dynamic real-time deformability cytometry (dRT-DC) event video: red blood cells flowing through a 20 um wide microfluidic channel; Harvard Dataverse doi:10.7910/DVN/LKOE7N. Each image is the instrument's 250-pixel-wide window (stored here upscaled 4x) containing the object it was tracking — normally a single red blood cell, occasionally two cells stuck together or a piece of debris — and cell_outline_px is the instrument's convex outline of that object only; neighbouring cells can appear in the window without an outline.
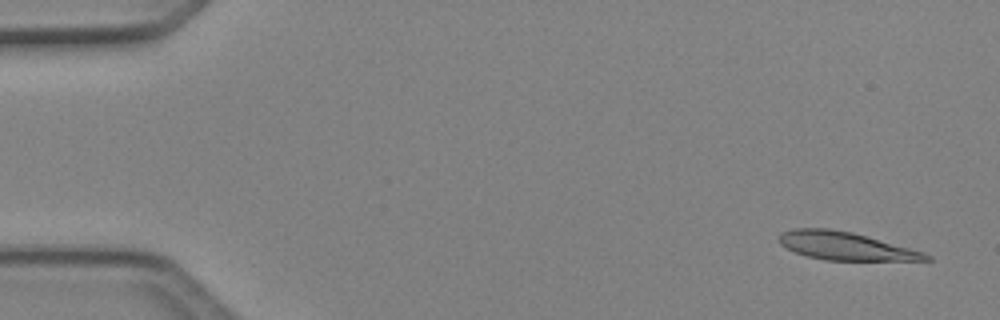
{"species": "Egyptian fruit bat (a non-hibernating species)", "species_latin": "Rousettus aegyptiacus", "temperature_condition": "cold", "stored_images_in_passage": 5, "camera_frame_rate_fps": 3000, "um_per_image_px": 0.085, "animal": {"sex": "female"}, "frame": {"image": 1, "passage_image": 1, "time_ms": 0.0, "image_size_px": [1000, 320], "cell_outline_px": [[932, 260], [824, 260], [808, 256], [796, 252], [780, 244], [780, 232], [796, 228], [828, 228], [852, 232], [924, 252], [932, 256]], "centroid_in_image_um": [71.86, 20.91], "position_along_channel_um": 13.1, "area_um2": 23.64}}
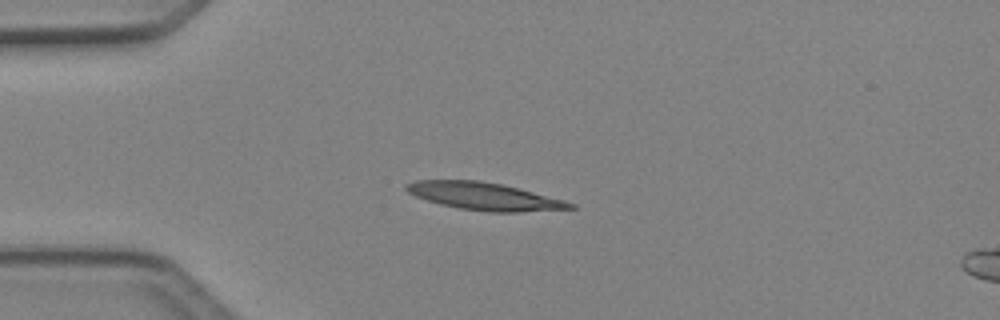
{"frame": {"image": 2, "passage_image": 3, "time_ms": 0.667, "image_size_px": [1000, 320], "cell_outline_px": [[576, 208], [520, 212], [488, 212], [460, 208], [440, 204], [416, 196], [408, 192], [404, 188], [404, 184], [416, 180], [480, 180], [500, 184], [564, 200], [576, 204]], "centroid_in_image_um": [41.14, 16.68], "position_along_channel_um": 43.9, "area_um2": 26.01}}
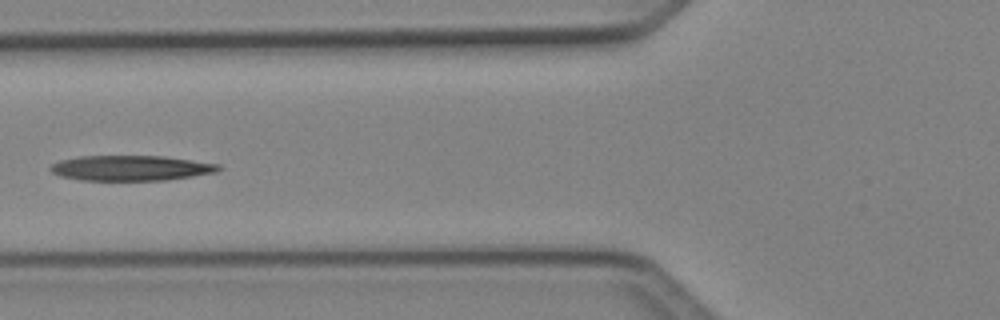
{"frame": {"image": 3, "passage_image": 5, "time_ms": 1.333, "image_size_px": [1000, 320], "cell_outline_px": [[220, 168], [216, 172], [192, 176], [164, 180], [80, 180], [60, 176], [52, 172], [48, 168], [52, 164], [60, 160], [80, 156], [164, 156], [220, 164]], "centroid_in_image_um": [11.1, 14.28], "position_along_channel_um": 114.7, "area_um2": 24.62}}